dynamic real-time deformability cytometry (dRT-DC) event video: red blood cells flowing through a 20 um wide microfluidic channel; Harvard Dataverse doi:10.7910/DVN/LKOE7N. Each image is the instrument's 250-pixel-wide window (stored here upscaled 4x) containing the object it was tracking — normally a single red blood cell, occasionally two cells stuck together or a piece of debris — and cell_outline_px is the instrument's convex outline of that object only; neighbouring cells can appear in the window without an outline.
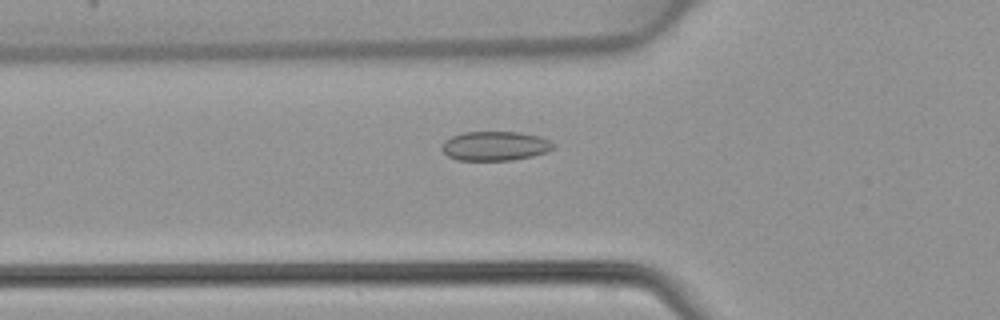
{"species": "common noctule bat (a hibernating species)", "species_latin": "Nyctalus noctula", "temperature_condition": "warm", "stored_images_in_passage": 48, "camera_frame_rate_fps": 3000, "um_per_image_px": 0.085, "animal": {"sex": "female", "body_mass_g": 22.7, "forearm_length_mm": 54.2}, "frame": {"image": 1, "passage_image": 17, "time_ms": 5.333, "image_size_px": [1000, 320], "cell_outline_px": [[556, 148], [548, 152], [532, 156], [512, 160], [456, 160], [448, 156], [440, 148], [440, 144], [444, 140], [452, 136], [464, 132], [520, 132], [536, 136], [548, 140]], "centroid_in_image_um": [42.04, 12.41], "position_along_channel_um": 83.8, "area_um2": 19.07}}
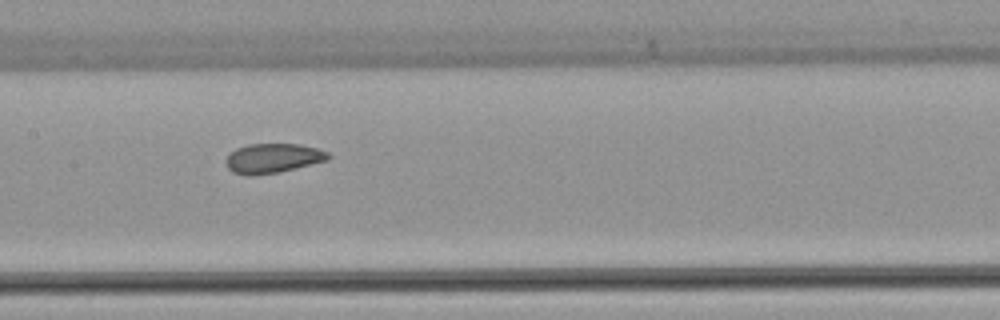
{"frame": {"image": 2, "passage_image": 24, "time_ms": 7.667, "image_size_px": [1000, 320], "cell_outline_px": [[332, 156], [328, 160], [280, 172], [252, 176], [248, 176], [232, 172], [228, 168], [224, 160], [236, 148], [248, 144], [300, 144], [316, 148], [328, 152]], "centroid_in_image_um": [23.19, 13.46], "position_along_channel_um": 184.2, "area_um2": 17.74}}
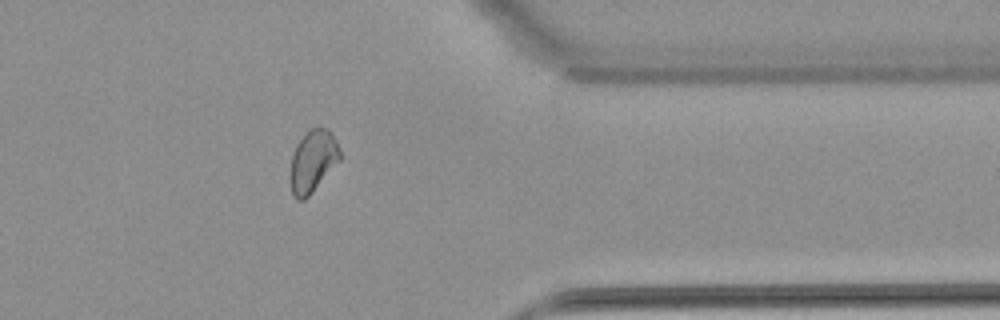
{"frame": {"image": 3, "passage_image": 39, "time_ms": 12.667, "image_size_px": [1000, 320], "cell_outline_px": [[340, 160], [312, 192], [304, 200], [296, 200], [292, 192], [288, 180], [288, 176], [292, 156], [296, 144], [312, 128], [320, 124], [328, 128], [332, 132], [340, 148]], "centroid_in_image_um": [26.58, 13.68], "position_along_channel_um": 384.8, "area_um2": 18.26}}